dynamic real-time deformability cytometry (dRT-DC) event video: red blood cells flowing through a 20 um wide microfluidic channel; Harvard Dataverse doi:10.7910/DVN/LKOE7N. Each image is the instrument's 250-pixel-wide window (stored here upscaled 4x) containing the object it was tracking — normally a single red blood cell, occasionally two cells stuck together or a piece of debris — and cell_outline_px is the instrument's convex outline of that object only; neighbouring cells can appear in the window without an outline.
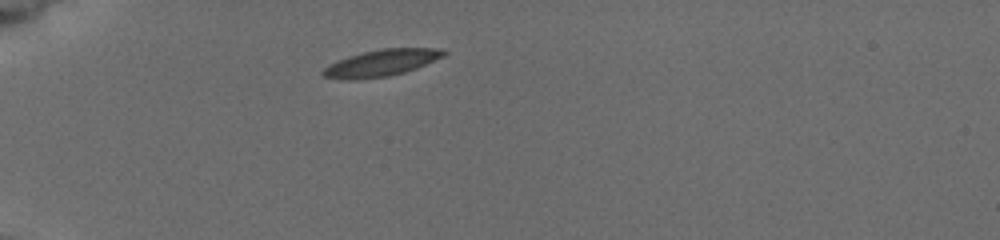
{"species": "common noctule bat (a hibernating species)", "species_latin": "Nyctalus noctula", "temperature_condition": "cold", "stored_images_in_passage": 4, "camera_frame_rate_fps": 3000, "um_per_image_px": 0.085, "animal": {"sex": "female", "body_mass_g": 19.5, "forearm_length_mm": 54.1}, "frame": {"image": 1, "passage_image": 1, "time_ms": 0.0, "image_size_px": [1000, 240], "cell_outline_px": [[448, 52], [444, 56], [416, 68], [404, 72], [388, 76], [356, 80], [340, 80], [324, 76], [320, 72], [328, 64], [348, 56], [380, 48], [444, 48]], "centroid_in_image_um": [32.4, 5.35], "position_along_channel_um": 52.6, "area_um2": 18.9}}
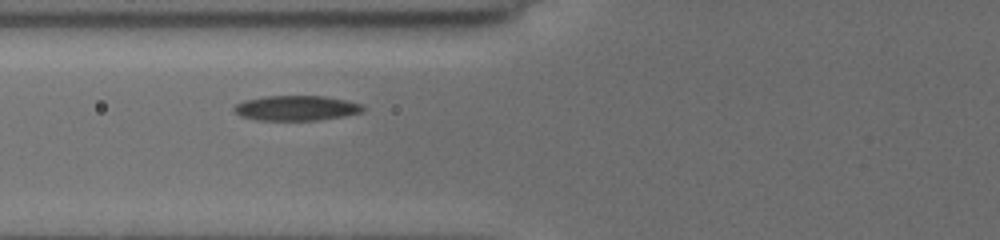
{"frame": {"image": 2, "passage_image": 3, "time_ms": 2.0, "image_size_px": [1000, 240], "cell_outline_px": [[364, 108], [360, 112], [344, 116], [316, 120], [256, 120], [240, 116], [232, 108], [236, 104], [244, 100], [264, 96], [324, 96], [344, 100], [360, 104]], "centroid_in_image_um": [25.12, 9.18], "position_along_channel_um": 100.7, "area_um2": 18.61}}
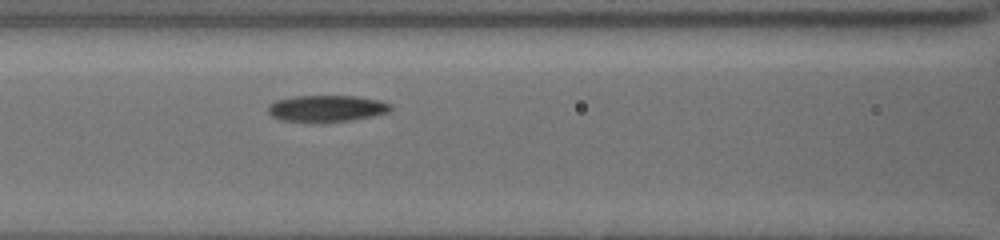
{"frame": {"image": 3, "passage_image": 4, "time_ms": 3.0, "image_size_px": [1000, 240], "cell_outline_px": [[392, 108], [388, 112], [372, 116], [352, 120], [280, 120], [272, 116], [268, 112], [268, 104], [276, 100], [292, 96], [356, 96], [380, 100], [392, 104]], "centroid_in_image_um": [27.78, 9.18], "position_along_channel_um": 138.8, "area_um2": 18.5}}